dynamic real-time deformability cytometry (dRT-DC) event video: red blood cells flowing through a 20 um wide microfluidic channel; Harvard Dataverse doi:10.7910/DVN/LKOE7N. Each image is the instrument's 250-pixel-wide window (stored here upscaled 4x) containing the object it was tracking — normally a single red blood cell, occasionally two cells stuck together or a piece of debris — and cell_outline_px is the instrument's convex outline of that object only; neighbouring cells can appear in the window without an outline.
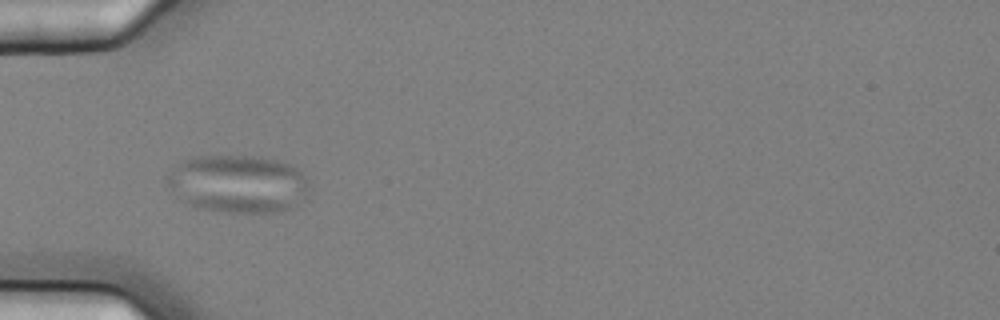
{"species": "common noctule bat (a hibernating species)", "species_latin": "Nyctalus noctula", "temperature_condition": "cold", "stored_images_in_passage": 6, "camera_frame_rate_fps": 3000, "um_per_image_px": 0.085, "animal": {"sex": "female", "body_mass_g": 25.1}, "frame": {"image": 1, "passage_image": 5, "time_ms": 1.333, "image_size_px": [1000, 320], "cell_outline_px": [[312, 188], [308, 200], [288, 208], [276, 212], [220, 212], [200, 208], [180, 200], [164, 180], [164, 176], [176, 164], [192, 156], [252, 156], [276, 160], [288, 164], [296, 168], [308, 180]], "centroid_in_image_um": [20.24, 15.63], "position_along_channel_um": 64.8, "area_um2": 48.55}}
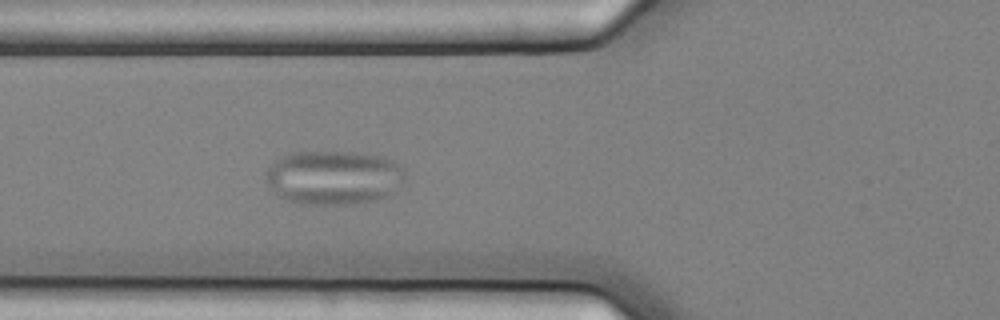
{"frame": {"image": 2, "passage_image": 6, "time_ms": 1.667, "image_size_px": [1000, 320], "cell_outline_px": [[404, 176], [392, 192], [384, 196], [372, 200], [348, 204], [300, 204], [284, 200], [268, 184], [264, 172], [272, 164], [284, 156], [292, 152], [352, 152], [380, 156], [392, 160], [404, 168]], "centroid_in_image_um": [28.32, 15.08], "position_along_channel_um": 97.5, "area_um2": 43.35}}